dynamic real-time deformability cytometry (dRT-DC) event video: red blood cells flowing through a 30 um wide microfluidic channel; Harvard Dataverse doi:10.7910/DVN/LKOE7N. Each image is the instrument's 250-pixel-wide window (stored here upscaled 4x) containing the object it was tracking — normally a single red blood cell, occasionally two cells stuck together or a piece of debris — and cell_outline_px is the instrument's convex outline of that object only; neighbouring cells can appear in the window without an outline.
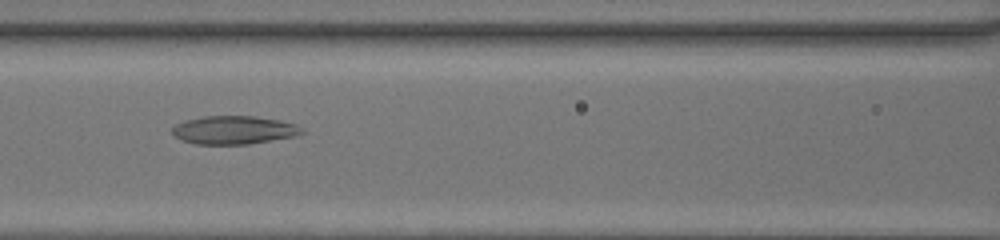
{"species": "common noctule bat (a hibernating species)", "species_latin": "Nyctalus noctula", "temperature_condition": "room temperature", "stored_images_in_passage": 28, "camera_frame_rate_fps": 3000, "um_per_image_px": 0.085, "animal": {"sex": "female", "body_mass_g": 20.0, "forearm_length_mm": 54.0}, "frame": {"image": 1, "passage_image": 9, "time_ms": 2.667, "image_size_px": [1000, 240], "cell_outline_px": [[304, 132], [296, 136], [248, 144], [196, 144], [180, 140], [172, 132], [172, 128], [176, 124], [184, 120], [204, 116], [256, 116], [280, 120], [296, 124], [304, 128]], "centroid_in_image_um": [19.9, 11.05], "position_along_channel_um": 146.7, "area_um2": 21.5}}
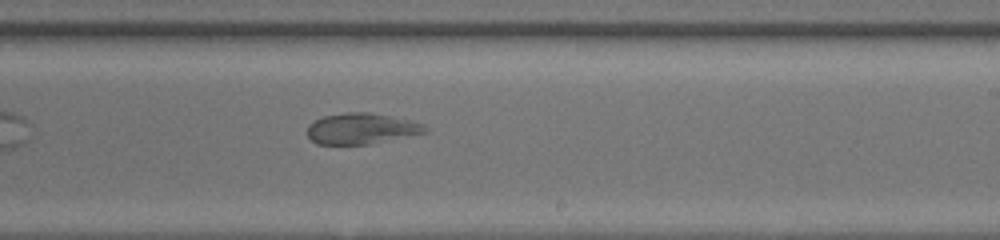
{"frame": {"image": 2, "passage_image": 17, "time_ms": 5.333, "image_size_px": [1000, 240], "cell_outline_px": [[428, 132], [368, 144], [316, 144], [308, 136], [308, 124], [324, 116], [344, 112], [368, 112], [408, 120], [424, 124], [428, 128]], "centroid_in_image_um": [30.71, 10.93], "position_along_channel_um": 258.3, "area_um2": 20.98}}
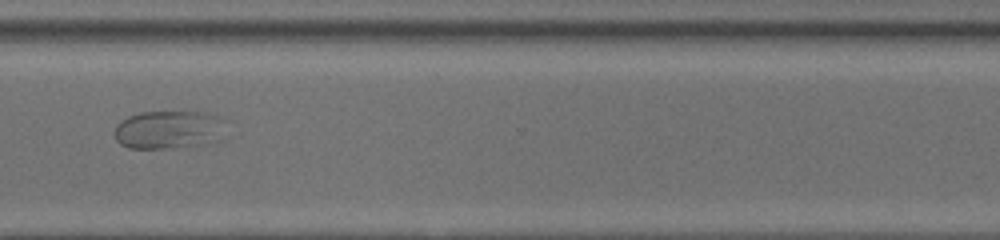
{"frame": {"image": 3, "passage_image": 24, "time_ms": 7.667, "image_size_px": [1000, 240], "cell_outline_px": [[224, 120], [220, 140], [172, 148], [128, 148], [120, 144], [116, 140], [116, 124], [120, 120], [128, 116], [140, 112], [204, 112], [220, 116]], "centroid_in_image_um": [14.31, 11.01], "position_along_channel_um": 356.3, "area_um2": 24.68}}